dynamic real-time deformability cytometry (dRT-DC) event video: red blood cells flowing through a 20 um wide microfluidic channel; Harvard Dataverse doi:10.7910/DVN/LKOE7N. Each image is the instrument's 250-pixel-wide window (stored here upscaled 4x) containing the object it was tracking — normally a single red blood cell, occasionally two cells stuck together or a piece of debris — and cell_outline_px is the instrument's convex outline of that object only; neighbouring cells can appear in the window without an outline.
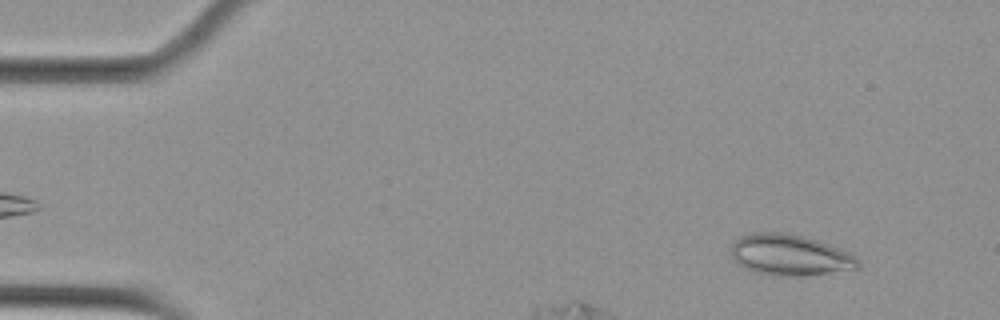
{"species": "Egyptian fruit bat (a non-hibernating species)", "species_latin": "Rousettus aegyptiacus", "temperature_condition": "cold", "stored_images_in_passage": 4, "camera_frame_rate_fps": 3000, "um_per_image_px": 0.085, "animal": {"sex": "female"}, "frame": {"image": 1, "passage_image": 2, "time_ms": 0.333, "image_size_px": [1000, 320], "cell_outline_px": [[860, 268], [804, 276], [780, 276], [756, 272], [744, 268], [732, 256], [732, 244], [740, 236], [752, 232], [780, 232], [800, 236], [816, 240], [852, 252], [860, 260]], "centroid_in_image_um": [67.19, 21.68], "position_along_channel_um": 17.8, "area_um2": 30.35}}